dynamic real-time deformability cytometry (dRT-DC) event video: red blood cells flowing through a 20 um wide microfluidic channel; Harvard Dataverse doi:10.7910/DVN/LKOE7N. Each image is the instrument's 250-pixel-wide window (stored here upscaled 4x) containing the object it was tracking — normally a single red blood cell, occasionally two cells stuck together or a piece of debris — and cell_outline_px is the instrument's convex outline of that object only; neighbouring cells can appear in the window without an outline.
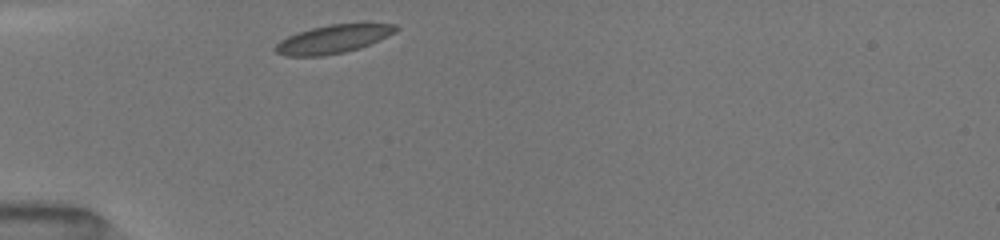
{"species": "common noctule bat (a hibernating species)", "species_latin": "Nyctalus noctula", "temperature_condition": "room temperature", "stored_images_in_passage": 30, "camera_frame_rate_fps": 3000, "um_per_image_px": 0.085, "animal": {"sex": "female", "body_mass_g": 19.5, "forearm_length_mm": 54.1}, "frame": {"image": 1, "passage_image": 1, "time_ms": 0.0, "image_size_px": [1000, 240], "cell_outline_px": [[400, 28], [360, 48], [344, 52], [320, 56], [284, 56], [276, 52], [272, 48], [280, 40], [288, 36], [312, 28], [328, 24], [396, 24]], "centroid_in_image_um": [28.22, 3.33], "position_along_channel_um": 56.8, "area_um2": 19.42}}
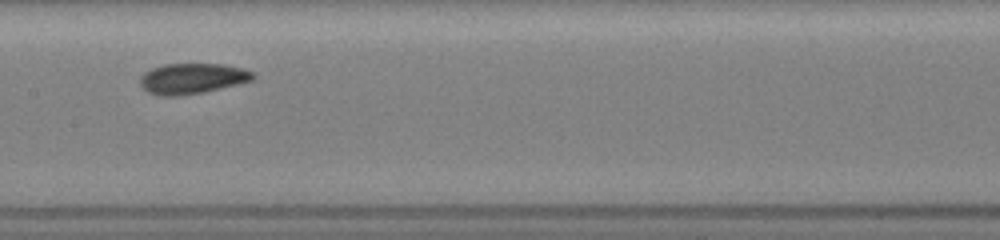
{"frame": {"image": 2, "passage_image": 12, "time_ms": 3.667, "image_size_px": [1000, 240], "cell_outline_px": [[256, 76], [252, 80], [204, 92], [176, 96], [160, 96], [148, 92], [140, 84], [140, 76], [144, 72], [152, 68], [164, 64], [224, 64], [240, 68], [252, 72]], "centroid_in_image_um": [16.3, 6.67], "position_along_channel_um": 191.1, "area_um2": 19.94}}
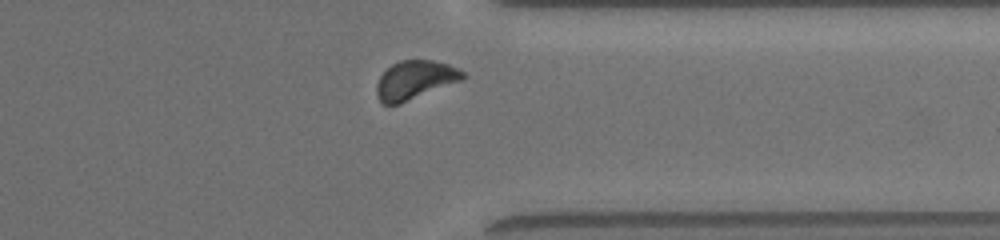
{"frame": {"image": 3, "passage_image": 26, "time_ms": 8.333, "image_size_px": [1000, 240], "cell_outline_px": [[464, 80], [400, 104], [384, 104], [380, 100], [376, 92], [376, 84], [380, 76], [392, 64], [400, 60], [432, 60], [448, 64], [464, 72]], "centroid_in_image_um": [35.28, 6.8], "position_along_channel_um": 376.1, "area_um2": 19.42}}